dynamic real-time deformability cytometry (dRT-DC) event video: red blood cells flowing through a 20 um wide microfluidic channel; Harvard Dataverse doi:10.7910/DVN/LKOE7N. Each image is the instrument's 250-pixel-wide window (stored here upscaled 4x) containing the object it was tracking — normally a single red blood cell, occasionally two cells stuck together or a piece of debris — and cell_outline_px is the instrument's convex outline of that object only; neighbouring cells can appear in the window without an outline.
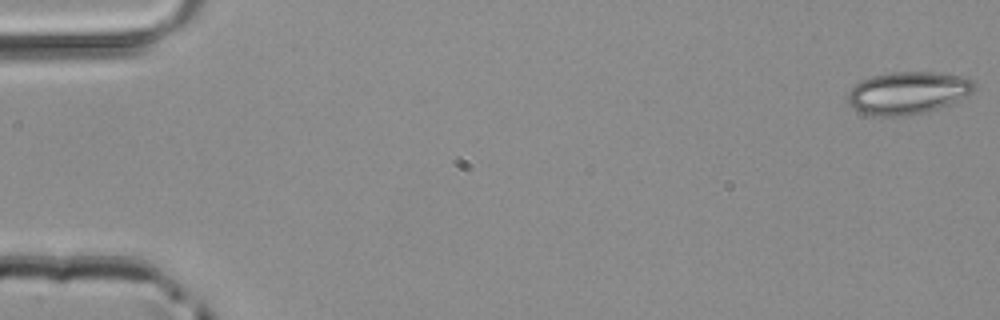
{"species": "common noctule bat (a hibernating species)", "species_latin": "Nyctalus noctula", "temperature_condition": "room temperature", "stored_images_in_passage": 13, "camera_frame_rate_fps": 3000, "um_per_image_px": 0.085, "animal": {"sex": "male", "body_mass_g": 20.4}, "frame": {"image": 1, "passage_image": 1, "time_ms": 0.0, "image_size_px": [1000, 320], "cell_outline_px": [[976, 88], [972, 92], [948, 104], [936, 108], [908, 116], [868, 116], [860, 112], [848, 104], [848, 92], [860, 80], [872, 76], [892, 72], [936, 72], [964, 76], [972, 80], [976, 84]], "centroid_in_image_um": [77.13, 7.89], "position_along_channel_um": 7.9, "area_um2": 31.27}}